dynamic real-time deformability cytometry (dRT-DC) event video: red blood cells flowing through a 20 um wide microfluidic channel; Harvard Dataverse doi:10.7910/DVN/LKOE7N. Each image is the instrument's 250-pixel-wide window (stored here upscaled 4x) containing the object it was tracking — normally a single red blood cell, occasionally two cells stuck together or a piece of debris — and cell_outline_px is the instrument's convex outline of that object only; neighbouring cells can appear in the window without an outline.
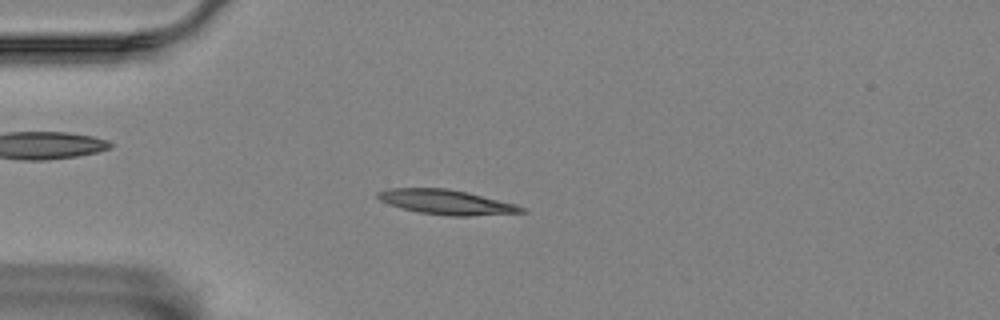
{"species": "Egyptian fruit bat (a non-hibernating species)", "species_latin": "Rousettus aegyptiacus", "temperature_condition": "room temperature", "stored_images_in_passage": 7, "camera_frame_rate_fps": 3000, "um_per_image_px": 0.085, "animal": {"sex": "female"}, "frame": {"image": 1, "passage_image": 3, "time_ms": 0.667, "image_size_px": [1000, 320], "cell_outline_px": [[528, 212], [468, 216], [452, 216], [420, 212], [388, 204], [380, 200], [376, 196], [376, 192], [388, 188], [448, 188], [468, 192], [516, 204], [524, 208]], "centroid_in_image_um": [37.95, 17.17], "position_along_channel_um": 47.1, "area_um2": 20.63}}
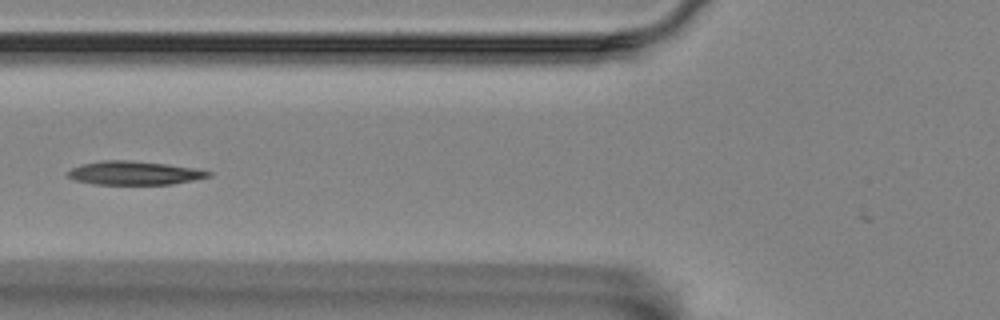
{"frame": {"image": 2, "passage_image": 5, "time_ms": 1.333, "image_size_px": [1000, 320], "cell_outline_px": [[212, 176], [172, 184], [92, 184], [76, 180], [68, 176], [68, 172], [72, 168], [80, 164], [100, 160], [128, 160], [164, 164], [196, 168], [212, 172]], "centroid_in_image_um": [11.41, 14.7], "position_along_channel_um": 114.4, "area_um2": 19.25}}